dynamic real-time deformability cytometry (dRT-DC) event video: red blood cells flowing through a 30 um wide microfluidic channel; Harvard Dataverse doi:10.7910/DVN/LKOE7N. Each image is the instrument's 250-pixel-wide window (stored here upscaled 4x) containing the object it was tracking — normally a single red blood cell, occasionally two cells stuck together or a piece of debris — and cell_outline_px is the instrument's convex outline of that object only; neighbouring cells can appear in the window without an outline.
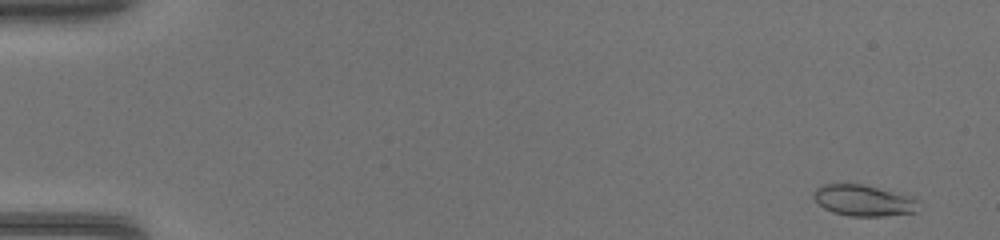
{"species": "common noctule bat (a hibernating species)", "species_latin": "Nyctalus noctula", "temperature_condition": "warm", "stored_images_in_passage": 46, "camera_frame_rate_fps": 3000, "um_per_image_px": 0.085, "animal": {"sex": "female", "body_mass_g": 17.0, "forearm_length_mm": 48.0}, "frame": {"image": 1, "passage_image": 2, "time_ms": 0.333, "image_size_px": [1000, 240], "cell_outline_px": [[916, 212], [884, 216], [848, 216], [832, 212], [824, 208], [812, 196], [816, 188], [824, 184], [864, 184], [916, 196]], "centroid_in_image_um": [73.42, 17.03], "position_along_channel_um": 11.6, "area_um2": 19.19}}
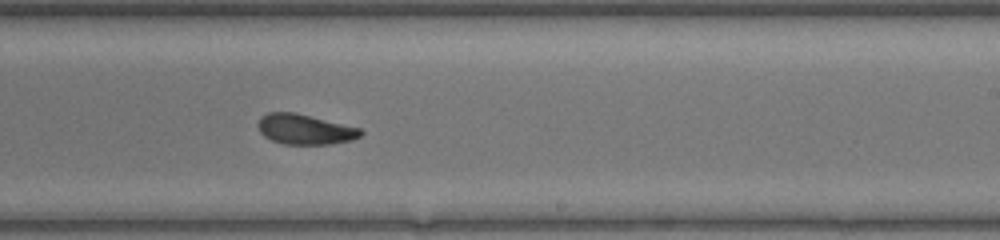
{"frame": {"image": 2, "passage_image": 29, "time_ms": 9.333, "image_size_px": [1000, 240], "cell_outline_px": [[364, 132], [360, 136], [352, 140], [332, 144], [284, 144], [272, 140], [264, 136], [260, 132], [256, 124], [260, 116], [268, 112], [296, 112], [360, 128]], "centroid_in_image_um": [25.89, 10.98], "position_along_channel_um": 263.1, "area_um2": 18.21}}
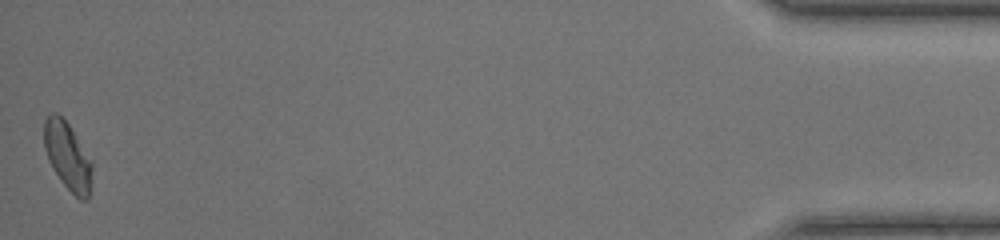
{"frame": {"image": 3, "passage_image": 46, "time_ms": 15.0, "image_size_px": [1000, 240], "cell_outline_px": [[92, 168], [88, 200], [80, 200], [60, 180], [52, 168], [48, 160], [44, 148], [44, 120], [52, 112], [56, 112], [68, 124], [92, 160]], "centroid_in_image_um": [5.74, 13.27], "position_along_channel_um": 429.5, "area_um2": 18.79}}